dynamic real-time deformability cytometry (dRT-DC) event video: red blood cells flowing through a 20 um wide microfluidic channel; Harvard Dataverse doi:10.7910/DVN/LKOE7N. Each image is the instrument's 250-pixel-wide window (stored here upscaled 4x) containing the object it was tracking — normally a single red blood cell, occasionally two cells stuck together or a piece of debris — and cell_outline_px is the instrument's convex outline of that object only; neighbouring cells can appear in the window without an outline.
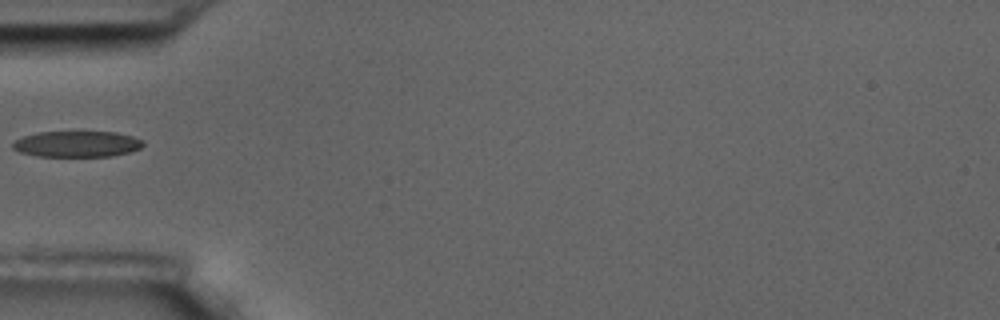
{"species": "common noctule bat (a hibernating species)", "species_latin": "Nyctalus noctula", "temperature_condition": "room temperature", "stored_images_in_passage": 3, "camera_frame_rate_fps": 3000, "um_per_image_px": 0.085, "animal": {"sex": "male", "body_mass_g": 17.5, "forearm_length_mm": 52.3}, "frame": {"image": 1, "passage_image": 2, "time_ms": 0.333, "image_size_px": [1000, 320], "cell_outline_px": [[144, 144], [140, 148], [128, 152], [112, 156], [36, 156], [20, 152], [12, 148], [12, 144], [16, 140], [24, 136], [36, 132], [80, 128], [116, 132], [132, 136], [144, 140]], "centroid_in_image_um": [6.55, 12.17], "position_along_channel_um": 78.5, "area_um2": 20.87}}